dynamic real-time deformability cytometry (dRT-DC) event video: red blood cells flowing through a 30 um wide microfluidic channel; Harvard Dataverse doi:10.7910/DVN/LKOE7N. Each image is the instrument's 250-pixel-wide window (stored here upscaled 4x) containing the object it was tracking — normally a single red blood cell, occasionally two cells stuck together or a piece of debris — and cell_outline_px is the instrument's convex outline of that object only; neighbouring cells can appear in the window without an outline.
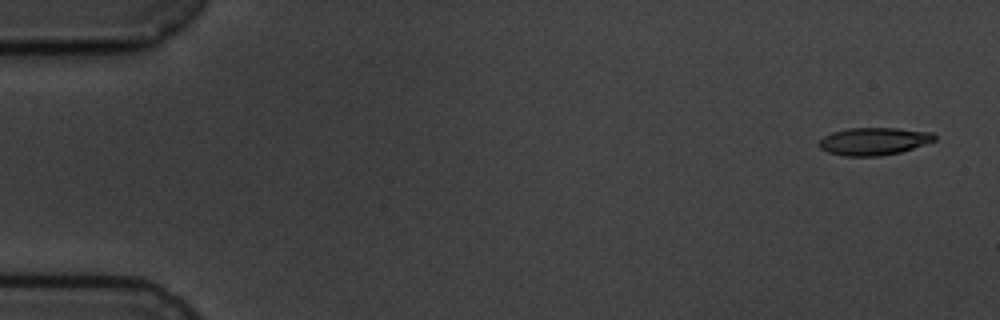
{"species": "common noctule bat (a hibernating species)", "species_latin": "Nyctalus noctula", "temperature_condition": "cold", "stored_images_in_passage": 6, "segment_of_instrument_passage": [1, 2], "camera_frame_rate_fps": 3000, "um_per_image_px": 0.085, "animal": {"sex": "male", "body_mass_g": 19.5, "forearm_length_mm": 54.6}, "frame": {"image": 1, "passage_image": 1, "time_ms": 0.0, "image_size_px": [1000, 320], "cell_outline_px": [[936, 140], [900, 152], [880, 156], [844, 156], [828, 152], [820, 148], [816, 144], [824, 136], [832, 132], [848, 128], [896, 128], [932, 132], [936, 136]], "centroid_in_image_um": [74.25, 12.0], "position_along_channel_um": 10.8, "area_um2": 18.55}}